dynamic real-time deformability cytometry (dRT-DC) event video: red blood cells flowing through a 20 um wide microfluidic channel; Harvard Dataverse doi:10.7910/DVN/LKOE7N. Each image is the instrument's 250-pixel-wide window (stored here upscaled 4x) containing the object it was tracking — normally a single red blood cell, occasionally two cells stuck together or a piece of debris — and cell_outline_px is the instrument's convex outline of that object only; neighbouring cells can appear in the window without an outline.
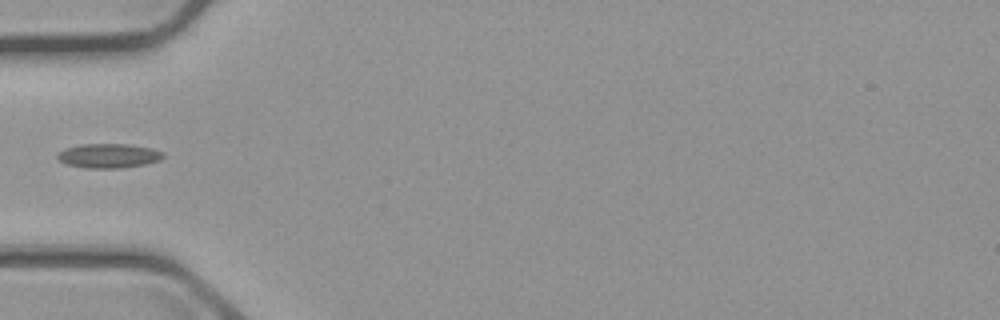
{"species": "common noctule bat (a hibernating species)", "species_latin": "Nyctalus noctula", "temperature_condition": "cold", "stored_images_in_passage": 2, "camera_frame_rate_fps": 3000, "um_per_image_px": 0.085, "animal": {"sex": "male", "body_mass_g": 23.1, "forearm_length_mm": 52.7}, "frame": {"image": 1, "passage_image": 1, "time_ms": 0.0, "image_size_px": [1000, 320], "cell_outline_px": [[164, 156], [160, 160], [144, 164], [120, 168], [84, 168], [68, 164], [60, 160], [56, 156], [60, 152], [68, 148], [80, 144], [128, 144], [152, 148], [164, 152]], "centroid_in_image_um": [9.27, 13.24], "position_along_channel_um": 75.7, "area_um2": 14.85}}
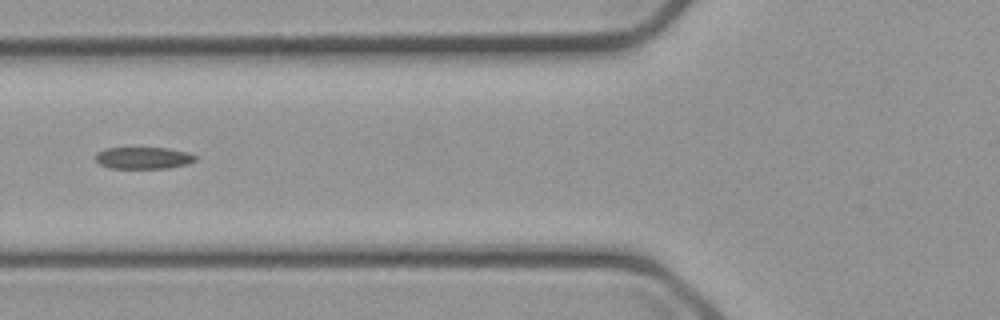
{"frame": {"image": 2, "passage_image": 2, "time_ms": 1.0, "image_size_px": [1000, 320], "cell_outline_px": [[196, 160], [188, 164], [168, 168], [108, 168], [100, 164], [96, 160], [96, 152], [104, 148], [168, 148], [188, 152], [196, 156]], "centroid_in_image_um": [12.19, 13.42], "position_along_channel_um": 113.6, "area_um2": 12.77}}